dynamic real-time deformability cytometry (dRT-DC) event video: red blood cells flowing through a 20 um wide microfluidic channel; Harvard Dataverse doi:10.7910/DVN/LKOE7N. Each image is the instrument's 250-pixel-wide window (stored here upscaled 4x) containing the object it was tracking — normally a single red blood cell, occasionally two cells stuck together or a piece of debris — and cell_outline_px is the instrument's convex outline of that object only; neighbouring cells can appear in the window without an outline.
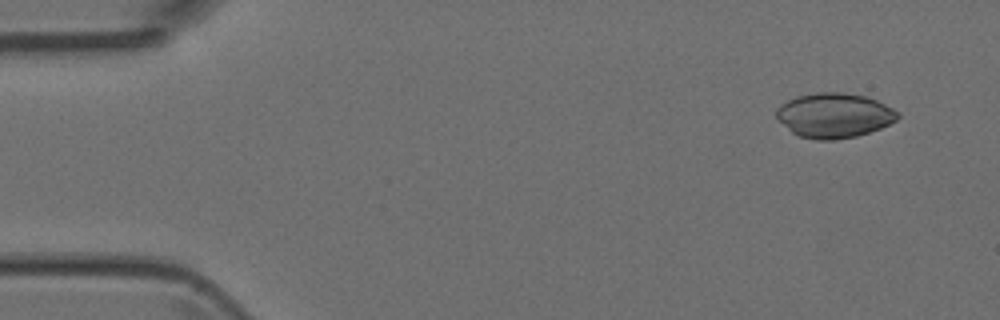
{"species": "Egyptian fruit bat (a non-hibernating species)", "species_latin": "Rousettus aegyptiacus", "temperature_condition": "room temperature", "stored_images_in_passage": 3, "camera_frame_rate_fps": 3000, "um_per_image_px": 0.085, "animal": {"sex": "female"}, "frame": {"image": 1, "passage_image": 1, "time_ms": 0.0, "image_size_px": [1000, 320], "cell_outline_px": [[900, 116], [896, 120], [880, 128], [856, 136], [836, 140], [816, 140], [796, 136], [776, 120], [776, 108], [780, 104], [796, 96], [816, 92], [844, 92], [864, 96], [876, 100], [900, 112]], "centroid_in_image_um": [70.85, 9.81], "position_along_channel_um": 14.1, "area_um2": 31.96}}
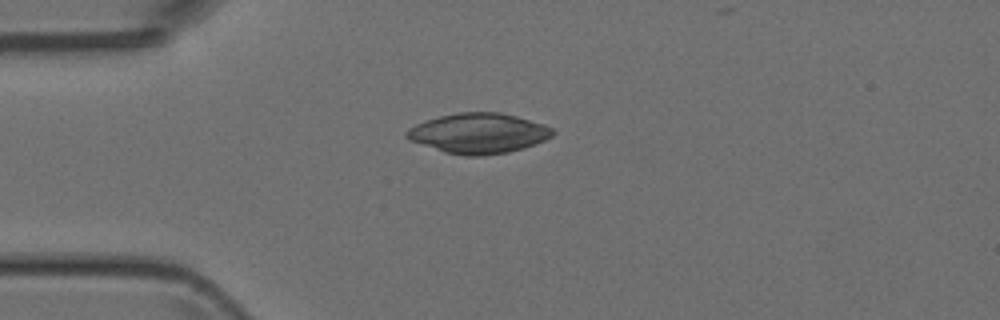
{"frame": {"image": 2, "passage_image": 3, "time_ms": 3.0, "image_size_px": [1000, 320], "cell_outline_px": [[556, 132], [552, 136], [536, 144], [524, 148], [508, 152], [484, 156], [464, 156], [444, 152], [408, 140], [404, 136], [404, 132], [408, 128], [416, 124], [440, 116], [460, 112], [500, 112], [516, 116], [544, 124], [552, 128]], "centroid_in_image_um": [40.67, 11.34], "position_along_channel_um": 44.3, "area_um2": 34.33}}